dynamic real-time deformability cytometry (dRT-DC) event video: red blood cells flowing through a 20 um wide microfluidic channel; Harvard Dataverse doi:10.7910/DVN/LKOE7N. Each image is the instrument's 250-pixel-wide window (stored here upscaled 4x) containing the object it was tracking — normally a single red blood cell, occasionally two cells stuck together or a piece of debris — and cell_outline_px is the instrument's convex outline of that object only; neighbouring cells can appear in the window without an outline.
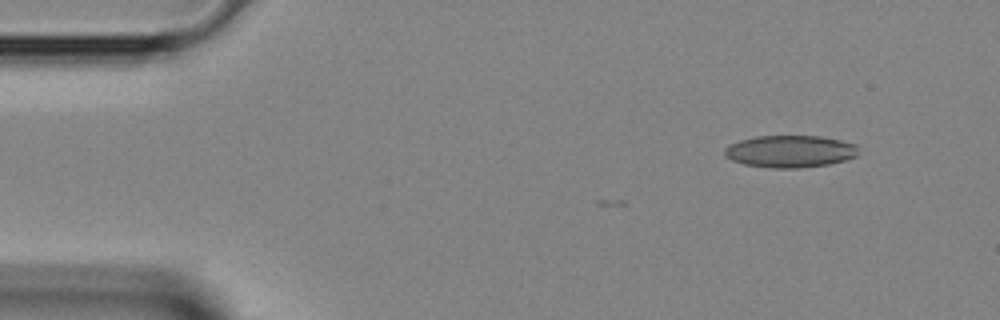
{"species": "Egyptian fruit bat (a non-hibernating species)", "species_latin": "Rousettus aegyptiacus", "temperature_condition": "room temperature", "stored_images_in_passage": 4, "camera_frame_rate_fps": 3000, "um_per_image_px": 0.085, "animal": {"sex": "female"}, "frame": {"image": 1, "passage_image": 1, "time_ms": 0.0, "image_size_px": [1000, 320], "cell_outline_px": [[856, 156], [844, 160], [828, 164], [796, 168], [772, 168], [744, 164], [732, 160], [724, 156], [724, 148], [728, 144], [740, 140], [756, 136], [820, 136], [840, 140], [856, 144]], "centroid_in_image_um": [67.1, 12.86], "position_along_channel_um": 17.9, "area_um2": 24.97}}